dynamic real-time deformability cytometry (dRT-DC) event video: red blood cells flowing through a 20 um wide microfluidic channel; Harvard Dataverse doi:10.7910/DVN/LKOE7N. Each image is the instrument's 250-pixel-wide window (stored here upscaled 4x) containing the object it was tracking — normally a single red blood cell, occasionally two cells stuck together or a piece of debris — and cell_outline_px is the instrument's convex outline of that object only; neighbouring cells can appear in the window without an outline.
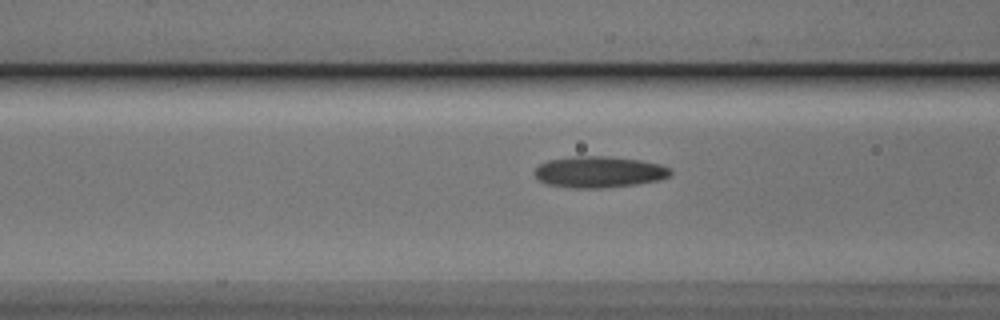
{"species": "Egyptian fruit bat (a non-hibernating species)", "species_latin": "Rousettus aegyptiacus", "temperature_condition": "cold", "stored_images_in_passage": 11, "camera_frame_rate_fps": 3000, "um_per_image_px": 0.085, "animal": {"sex": "male"}, "frame": {"image": 1, "passage_image": 10, "time_ms": 3.0, "image_size_px": [1000, 320], "cell_outline_px": [[672, 172], [668, 176], [660, 180], [636, 184], [604, 188], [572, 188], [544, 184], [532, 172], [540, 164], [548, 160], [572, 156], [608, 156], [640, 160], [660, 164], [668, 168]], "centroid_in_image_um": [50.88, 14.62], "position_along_channel_um": 115.7, "area_um2": 24.91}}